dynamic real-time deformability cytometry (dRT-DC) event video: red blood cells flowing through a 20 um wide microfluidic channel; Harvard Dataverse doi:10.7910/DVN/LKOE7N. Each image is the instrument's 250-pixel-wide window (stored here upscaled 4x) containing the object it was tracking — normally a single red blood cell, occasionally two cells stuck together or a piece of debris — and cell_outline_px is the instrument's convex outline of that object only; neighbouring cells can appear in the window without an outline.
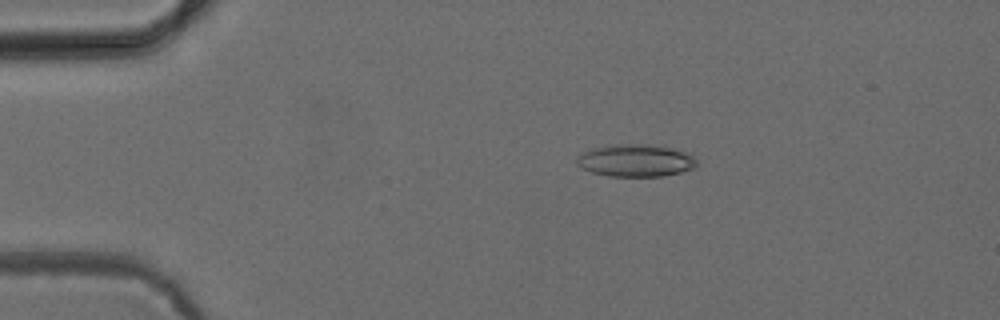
{"species": "common noctule bat (a hibernating species)", "species_latin": "Nyctalus noctula", "temperature_condition": "cold", "stored_images_in_passage": 4, "camera_frame_rate_fps": 3000, "um_per_image_px": 0.085, "animal": {"sex": "female", "body_mass_g": 24.6, "forearm_length_mm": 56.2}, "frame": {"image": 1, "passage_image": 2, "time_ms": 1.333, "image_size_px": [1000, 320], "cell_outline_px": [[696, 164], [692, 168], [680, 172], [664, 176], [608, 176], [592, 172], [580, 168], [576, 164], [576, 160], [584, 152], [592, 148], [608, 144], [664, 144], [684, 152], [692, 156], [696, 160]], "centroid_in_image_um": [54.01, 13.62], "position_along_channel_um": 31.0, "area_um2": 22.83}}